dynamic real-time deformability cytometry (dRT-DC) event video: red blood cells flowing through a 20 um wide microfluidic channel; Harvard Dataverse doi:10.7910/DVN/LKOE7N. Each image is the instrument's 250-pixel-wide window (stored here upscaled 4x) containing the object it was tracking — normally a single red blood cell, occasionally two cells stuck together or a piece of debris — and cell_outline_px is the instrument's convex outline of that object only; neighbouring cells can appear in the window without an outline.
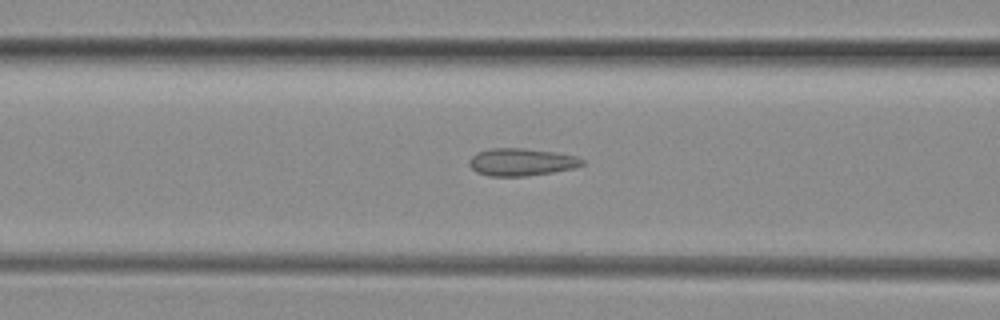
{"species": "common noctule bat (a hibernating species)", "species_latin": "Nyctalus noctula", "temperature_condition": "room temperature", "stored_images_in_passage": 14, "camera_frame_rate_fps": 3000, "um_per_image_px": 0.085, "animal": {"sex": "female", "body_mass_g": 29.2, "forearm_length_mm": 56.3}, "frame": {"image": 1, "passage_image": 6, "time_ms": 1.667, "image_size_px": [1000, 320], "cell_outline_px": [[584, 164], [572, 168], [552, 172], [524, 176], [488, 176], [476, 172], [468, 164], [468, 160], [476, 152], [492, 148], [520, 148], [556, 152], [576, 156], [584, 160]], "centroid_in_image_um": [44.28, 13.77], "position_along_channel_um": 122.3, "area_um2": 18.03}}
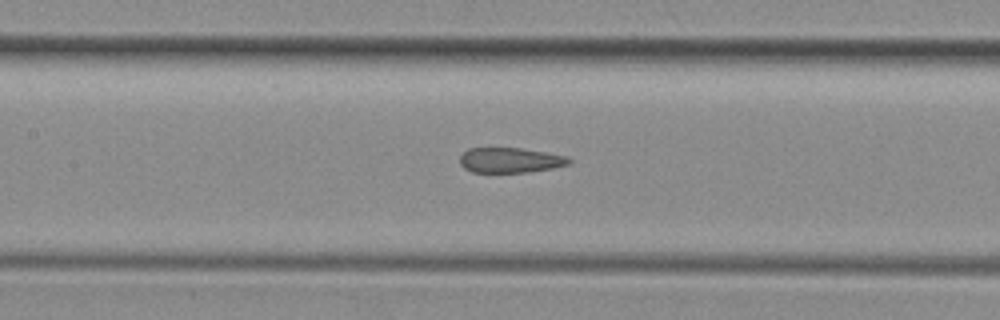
{"frame": {"image": 2, "passage_image": 9, "time_ms": 2.667, "image_size_px": [1000, 320], "cell_outline_px": [[572, 164], [552, 168], [528, 172], [472, 172], [464, 168], [460, 164], [460, 156], [468, 148], [520, 148], [568, 156], [572, 160]], "centroid_in_image_um": [43.39, 13.62], "position_along_channel_um": 164.0, "area_um2": 16.01}}
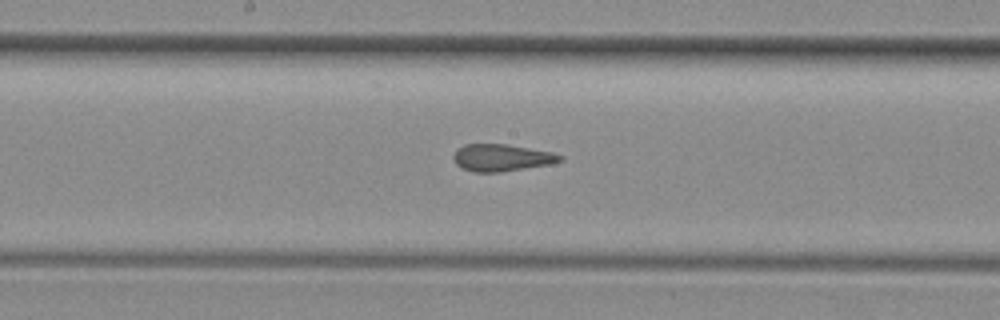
{"frame": {"image": 3, "passage_image": 12, "time_ms": 3.667, "image_size_px": [1000, 320], "cell_outline_px": [[564, 160], [552, 164], [500, 172], [472, 172], [460, 168], [456, 164], [452, 156], [456, 148], [464, 144], [504, 144], [552, 152], [564, 156]], "centroid_in_image_um": [42.62, 13.41], "position_along_channel_um": 205.6, "area_um2": 16.99}}